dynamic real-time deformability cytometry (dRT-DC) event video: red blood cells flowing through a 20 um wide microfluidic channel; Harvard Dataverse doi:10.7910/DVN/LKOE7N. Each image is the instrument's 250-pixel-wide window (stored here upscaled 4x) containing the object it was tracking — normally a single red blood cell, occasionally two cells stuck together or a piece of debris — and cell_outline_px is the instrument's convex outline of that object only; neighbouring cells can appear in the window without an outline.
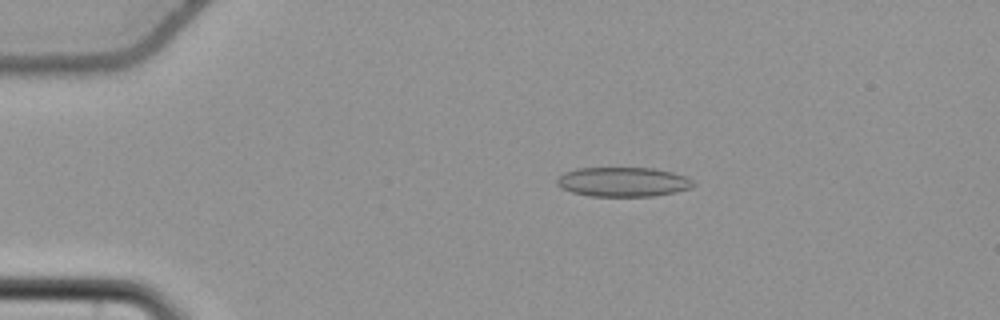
{"species": "common noctule bat (a hibernating species)", "species_latin": "Nyctalus noctula", "temperature_condition": "cold", "stored_images_in_passage": 42, "camera_frame_rate_fps": 3000, "um_per_image_px": 0.085, "animal": {"sex": "female", "body_mass_g": 22.7, "forearm_length_mm": 54.2}, "frame": {"image": 1, "passage_image": 1, "time_ms": 0.0, "image_size_px": [1000, 320], "cell_outline_px": [[696, 184], [692, 188], [676, 192], [652, 196], [588, 196], [572, 192], [560, 188], [556, 184], [556, 180], [564, 172], [576, 168], [656, 168], [672, 172], [684, 176], [692, 180]], "centroid_in_image_um": [52.95, 15.46], "position_along_channel_um": 32.0, "area_um2": 23.58}}
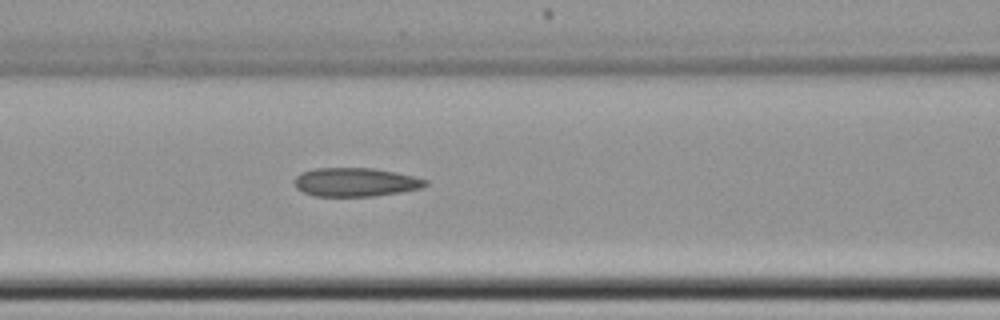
{"frame": {"image": 2, "passage_image": 14, "time_ms": 4.333, "image_size_px": [1000, 320], "cell_outline_px": [[428, 184], [424, 188], [400, 192], [372, 196], [316, 196], [304, 192], [296, 188], [292, 180], [300, 172], [312, 168], [376, 168], [416, 176], [428, 180]], "centroid_in_image_um": [30.23, 15.47], "position_along_channel_um": 136.4, "area_um2": 22.25}}
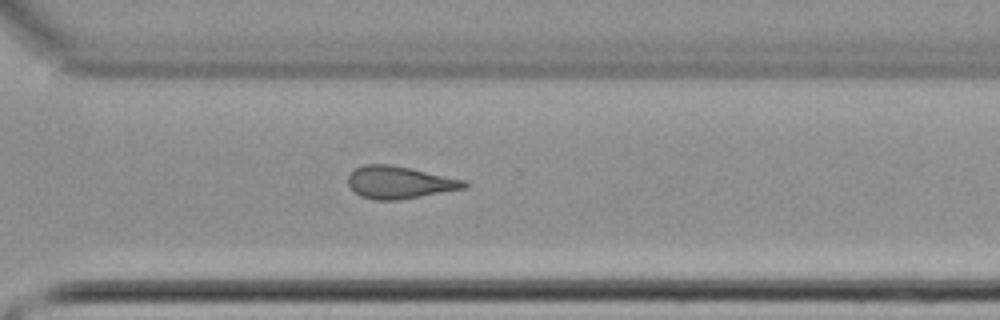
{"frame": {"image": 3, "passage_image": 30, "time_ms": 9.667, "image_size_px": [1000, 320], "cell_outline_px": [[468, 188], [400, 200], [372, 200], [360, 196], [348, 184], [348, 176], [356, 168], [364, 164], [392, 164], [464, 180], [468, 184]], "centroid_in_image_um": [33.96, 15.51], "position_along_channel_um": 336.6, "area_um2": 21.96}, "authors_computed_cell_mechanics": {"area_um2": 22.1952, "velocity_mm_per_s": 3.7579, "shape_relaxation_time_tau1_ms": null, "shape_relaxation_time_tau2_ms": 4.679, "deformation_change_tau1": null, "deformation_change_tau2": 0.1369}}